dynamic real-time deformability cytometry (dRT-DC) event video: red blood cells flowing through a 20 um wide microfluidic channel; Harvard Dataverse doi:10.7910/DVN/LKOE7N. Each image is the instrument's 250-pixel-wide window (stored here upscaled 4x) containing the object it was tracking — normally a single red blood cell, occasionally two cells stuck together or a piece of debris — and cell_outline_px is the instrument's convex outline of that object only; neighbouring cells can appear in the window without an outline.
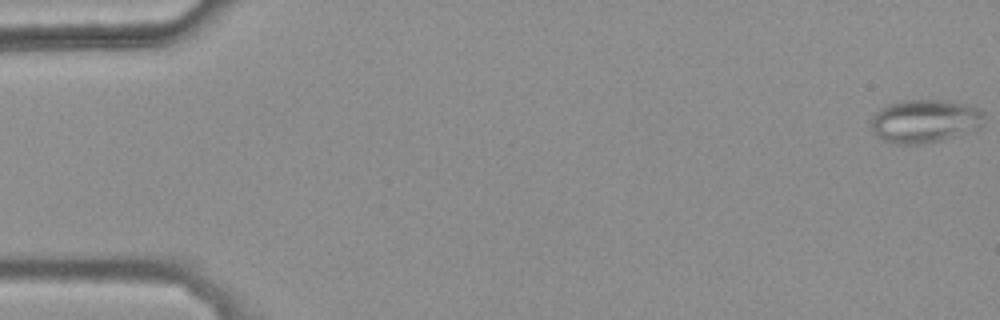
{"species": "common noctule bat (a hibernating species)", "species_latin": "Nyctalus noctula", "temperature_condition": "warm", "stored_images_in_passage": 12, "camera_frame_rate_fps": 3000, "um_per_image_px": 0.085, "animal": {"sex": "female", "body_mass_g": 25.1}, "frame": {"image": 1, "passage_image": 1, "time_ms": 0.0, "image_size_px": [1000, 320], "cell_outline_px": [[984, 124], [980, 132], [924, 144], [896, 144], [880, 140], [872, 132], [872, 116], [880, 108], [888, 104], [904, 100], [948, 100], [968, 104], [980, 108], [984, 112]], "centroid_in_image_um": [78.7, 10.31], "position_along_channel_um": 6.3, "area_um2": 29.65}}